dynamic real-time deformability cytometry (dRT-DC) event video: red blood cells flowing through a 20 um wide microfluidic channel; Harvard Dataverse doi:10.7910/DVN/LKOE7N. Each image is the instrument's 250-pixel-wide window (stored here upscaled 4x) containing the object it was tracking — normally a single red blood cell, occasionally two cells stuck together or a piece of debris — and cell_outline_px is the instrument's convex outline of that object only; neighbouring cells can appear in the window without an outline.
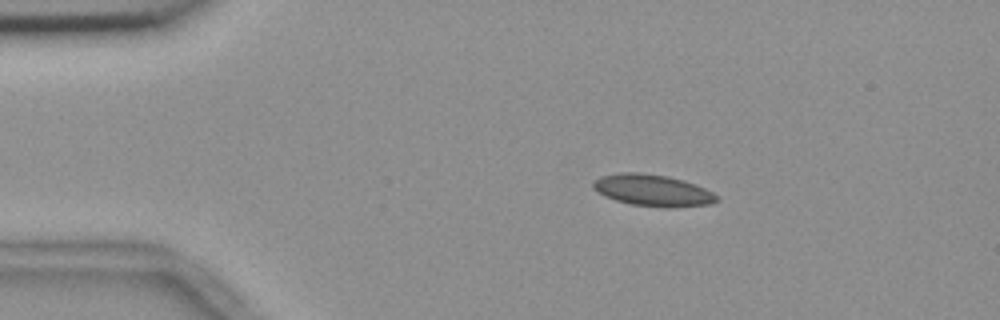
{"species": "common noctule bat (a hibernating species)", "species_latin": "Nyctalus noctula", "temperature_condition": "room temperature", "stored_images_in_passage": 54, "camera_frame_rate_fps": 3000, "um_per_image_px": 0.085, "animal": {"sex": "female", "body_mass_g": 18.4}, "frame": {"image": 1, "passage_image": 9, "time_ms": 2.667, "image_size_px": [1000, 320], "cell_outline_px": [[720, 200], [712, 204], [668, 208], [632, 204], [616, 200], [604, 196], [592, 188], [592, 184], [600, 176], [624, 172], [640, 172], [668, 176], [684, 180], [704, 188], [712, 192]], "centroid_in_image_um": [55.49, 16.18], "position_along_channel_um": 29.5, "area_um2": 22.77}}
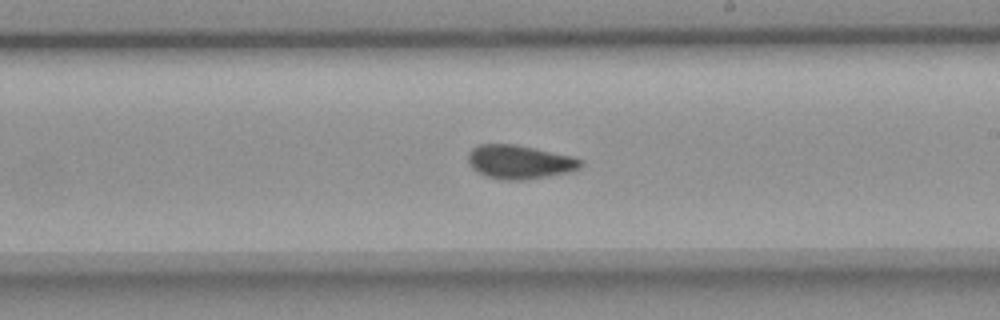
{"frame": {"image": 2, "passage_image": 31, "time_ms": 10.0, "image_size_px": [1000, 320], "cell_outline_px": [[584, 164], [580, 168], [572, 172], [524, 180], [504, 180], [488, 176], [476, 172], [472, 168], [468, 160], [468, 152], [476, 144], [516, 144], [572, 156], [580, 160]], "centroid_in_image_um": [44.16, 13.76], "position_along_channel_um": 244.8, "area_um2": 22.31}}
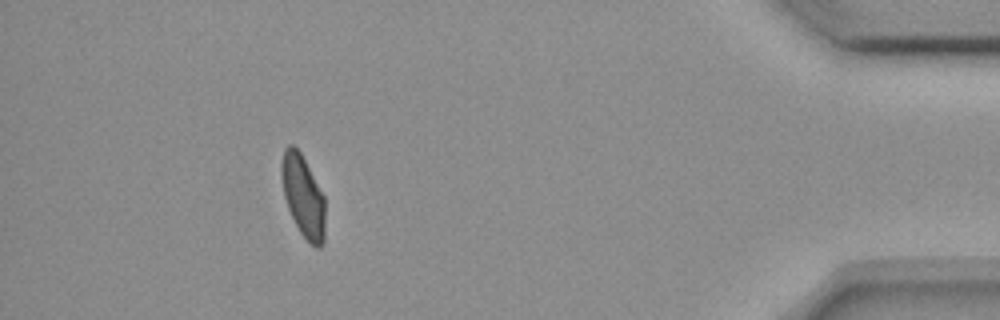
{"frame": {"image": 3, "passage_image": 49, "time_ms": 16.0, "image_size_px": [1000, 320], "cell_outline_px": [[324, 244], [320, 248], [316, 248], [300, 232], [288, 208], [284, 196], [280, 176], [280, 168], [284, 148], [288, 144], [292, 144], [300, 152], [324, 196]], "centroid_in_image_um": [25.74, 16.65], "position_along_channel_um": 409.5, "area_um2": 20.63}, "authors_computed_cell_mechanics": {"area_um2": 21.7039, "velocity_mm_per_s": 3.6775, "shape_relaxation_time_tau1_ms": null, "shape_relaxation_time_tau2_ms": 1.7797, "deformation_change_tau1": null, "deformation_change_tau2": 0.0553}}